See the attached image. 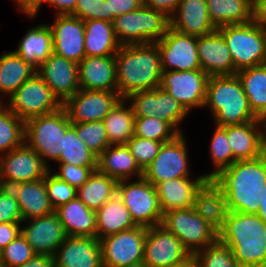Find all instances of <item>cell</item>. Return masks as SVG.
<instances>
[{"instance_id": "1", "label": "cell", "mask_w": 266, "mask_h": 267, "mask_svg": "<svg viewBox=\"0 0 266 267\" xmlns=\"http://www.w3.org/2000/svg\"><path fill=\"white\" fill-rule=\"evenodd\" d=\"M115 61L118 93L122 99L160 87L163 71L156 42L120 46Z\"/></svg>"}, {"instance_id": "2", "label": "cell", "mask_w": 266, "mask_h": 267, "mask_svg": "<svg viewBox=\"0 0 266 267\" xmlns=\"http://www.w3.org/2000/svg\"><path fill=\"white\" fill-rule=\"evenodd\" d=\"M214 180L224 190L228 211L257 214L266 183V152L255 159L234 162Z\"/></svg>"}, {"instance_id": "3", "label": "cell", "mask_w": 266, "mask_h": 267, "mask_svg": "<svg viewBox=\"0 0 266 267\" xmlns=\"http://www.w3.org/2000/svg\"><path fill=\"white\" fill-rule=\"evenodd\" d=\"M218 239L243 267H266V222L257 214L228 211Z\"/></svg>"}, {"instance_id": "4", "label": "cell", "mask_w": 266, "mask_h": 267, "mask_svg": "<svg viewBox=\"0 0 266 267\" xmlns=\"http://www.w3.org/2000/svg\"><path fill=\"white\" fill-rule=\"evenodd\" d=\"M211 111L214 125L243 124L261 120L251 110L238 76H210L207 83L204 107Z\"/></svg>"}, {"instance_id": "5", "label": "cell", "mask_w": 266, "mask_h": 267, "mask_svg": "<svg viewBox=\"0 0 266 267\" xmlns=\"http://www.w3.org/2000/svg\"><path fill=\"white\" fill-rule=\"evenodd\" d=\"M70 126L71 122L63 107L56 112L30 118L25 121V143L50 168L49 161L57 162L60 159L63 137Z\"/></svg>"}, {"instance_id": "6", "label": "cell", "mask_w": 266, "mask_h": 267, "mask_svg": "<svg viewBox=\"0 0 266 267\" xmlns=\"http://www.w3.org/2000/svg\"><path fill=\"white\" fill-rule=\"evenodd\" d=\"M113 29L121 46L157 42L170 28V18L144 4L114 18Z\"/></svg>"}, {"instance_id": "7", "label": "cell", "mask_w": 266, "mask_h": 267, "mask_svg": "<svg viewBox=\"0 0 266 267\" xmlns=\"http://www.w3.org/2000/svg\"><path fill=\"white\" fill-rule=\"evenodd\" d=\"M217 30L231 51L236 71L266 64V30L252 21L224 25Z\"/></svg>"}, {"instance_id": "8", "label": "cell", "mask_w": 266, "mask_h": 267, "mask_svg": "<svg viewBox=\"0 0 266 267\" xmlns=\"http://www.w3.org/2000/svg\"><path fill=\"white\" fill-rule=\"evenodd\" d=\"M117 194L130 212L137 226L153 227L161 225L163 213L156 186L144 177L135 181H118Z\"/></svg>"}, {"instance_id": "9", "label": "cell", "mask_w": 266, "mask_h": 267, "mask_svg": "<svg viewBox=\"0 0 266 267\" xmlns=\"http://www.w3.org/2000/svg\"><path fill=\"white\" fill-rule=\"evenodd\" d=\"M162 226L173 233L193 257L218 239V232L194 208L175 209L163 214Z\"/></svg>"}, {"instance_id": "10", "label": "cell", "mask_w": 266, "mask_h": 267, "mask_svg": "<svg viewBox=\"0 0 266 267\" xmlns=\"http://www.w3.org/2000/svg\"><path fill=\"white\" fill-rule=\"evenodd\" d=\"M3 104L23 121L56 112L62 103L37 72Z\"/></svg>"}, {"instance_id": "11", "label": "cell", "mask_w": 266, "mask_h": 267, "mask_svg": "<svg viewBox=\"0 0 266 267\" xmlns=\"http://www.w3.org/2000/svg\"><path fill=\"white\" fill-rule=\"evenodd\" d=\"M125 99L130 103L134 117H157L167 122L178 134L183 133L179 125L190 113L161 87L135 92Z\"/></svg>"}, {"instance_id": "12", "label": "cell", "mask_w": 266, "mask_h": 267, "mask_svg": "<svg viewBox=\"0 0 266 267\" xmlns=\"http://www.w3.org/2000/svg\"><path fill=\"white\" fill-rule=\"evenodd\" d=\"M184 133L163 143L152 163L143 171V177L156 186L161 181L191 177L187 139Z\"/></svg>"}, {"instance_id": "13", "label": "cell", "mask_w": 266, "mask_h": 267, "mask_svg": "<svg viewBox=\"0 0 266 267\" xmlns=\"http://www.w3.org/2000/svg\"><path fill=\"white\" fill-rule=\"evenodd\" d=\"M147 227L136 226L100 239L103 267H125L143 261Z\"/></svg>"}, {"instance_id": "14", "label": "cell", "mask_w": 266, "mask_h": 267, "mask_svg": "<svg viewBox=\"0 0 266 267\" xmlns=\"http://www.w3.org/2000/svg\"><path fill=\"white\" fill-rule=\"evenodd\" d=\"M41 156L26 143L0 156V184H13L43 179L50 171Z\"/></svg>"}, {"instance_id": "15", "label": "cell", "mask_w": 266, "mask_h": 267, "mask_svg": "<svg viewBox=\"0 0 266 267\" xmlns=\"http://www.w3.org/2000/svg\"><path fill=\"white\" fill-rule=\"evenodd\" d=\"M203 70L163 71L160 87L173 96L190 113L203 108L209 80Z\"/></svg>"}, {"instance_id": "16", "label": "cell", "mask_w": 266, "mask_h": 267, "mask_svg": "<svg viewBox=\"0 0 266 267\" xmlns=\"http://www.w3.org/2000/svg\"><path fill=\"white\" fill-rule=\"evenodd\" d=\"M192 258L182 242L164 226L147 228L143 262L148 267L175 266Z\"/></svg>"}, {"instance_id": "17", "label": "cell", "mask_w": 266, "mask_h": 267, "mask_svg": "<svg viewBox=\"0 0 266 267\" xmlns=\"http://www.w3.org/2000/svg\"><path fill=\"white\" fill-rule=\"evenodd\" d=\"M156 44L161 53L162 71L201 69L197 36L181 34L172 28Z\"/></svg>"}, {"instance_id": "18", "label": "cell", "mask_w": 266, "mask_h": 267, "mask_svg": "<svg viewBox=\"0 0 266 267\" xmlns=\"http://www.w3.org/2000/svg\"><path fill=\"white\" fill-rule=\"evenodd\" d=\"M121 99L118 92L80 89L62 107L71 123L102 121Z\"/></svg>"}, {"instance_id": "19", "label": "cell", "mask_w": 266, "mask_h": 267, "mask_svg": "<svg viewBox=\"0 0 266 267\" xmlns=\"http://www.w3.org/2000/svg\"><path fill=\"white\" fill-rule=\"evenodd\" d=\"M21 234L32 247L35 254L53 257L67 237L64 227L54 211L42 217L24 220Z\"/></svg>"}, {"instance_id": "20", "label": "cell", "mask_w": 266, "mask_h": 267, "mask_svg": "<svg viewBox=\"0 0 266 267\" xmlns=\"http://www.w3.org/2000/svg\"><path fill=\"white\" fill-rule=\"evenodd\" d=\"M52 31L53 53L79 64L86 56L84 22L70 14L56 15L48 24Z\"/></svg>"}, {"instance_id": "21", "label": "cell", "mask_w": 266, "mask_h": 267, "mask_svg": "<svg viewBox=\"0 0 266 267\" xmlns=\"http://www.w3.org/2000/svg\"><path fill=\"white\" fill-rule=\"evenodd\" d=\"M36 72L62 104L80 90L78 64L55 53Z\"/></svg>"}, {"instance_id": "22", "label": "cell", "mask_w": 266, "mask_h": 267, "mask_svg": "<svg viewBox=\"0 0 266 267\" xmlns=\"http://www.w3.org/2000/svg\"><path fill=\"white\" fill-rule=\"evenodd\" d=\"M53 267H103L97 237L67 236L52 257Z\"/></svg>"}, {"instance_id": "23", "label": "cell", "mask_w": 266, "mask_h": 267, "mask_svg": "<svg viewBox=\"0 0 266 267\" xmlns=\"http://www.w3.org/2000/svg\"><path fill=\"white\" fill-rule=\"evenodd\" d=\"M201 70L209 76L235 75L231 51L223 35L215 32L197 37Z\"/></svg>"}, {"instance_id": "24", "label": "cell", "mask_w": 266, "mask_h": 267, "mask_svg": "<svg viewBox=\"0 0 266 267\" xmlns=\"http://www.w3.org/2000/svg\"><path fill=\"white\" fill-rule=\"evenodd\" d=\"M233 151V163L240 160H251L266 152L261 120L222 127Z\"/></svg>"}, {"instance_id": "25", "label": "cell", "mask_w": 266, "mask_h": 267, "mask_svg": "<svg viewBox=\"0 0 266 267\" xmlns=\"http://www.w3.org/2000/svg\"><path fill=\"white\" fill-rule=\"evenodd\" d=\"M115 56H85L78 64L80 89L118 92Z\"/></svg>"}, {"instance_id": "26", "label": "cell", "mask_w": 266, "mask_h": 267, "mask_svg": "<svg viewBox=\"0 0 266 267\" xmlns=\"http://www.w3.org/2000/svg\"><path fill=\"white\" fill-rule=\"evenodd\" d=\"M170 28L197 37L217 30L208 16L206 0H180L177 10L170 18Z\"/></svg>"}, {"instance_id": "27", "label": "cell", "mask_w": 266, "mask_h": 267, "mask_svg": "<svg viewBox=\"0 0 266 267\" xmlns=\"http://www.w3.org/2000/svg\"><path fill=\"white\" fill-rule=\"evenodd\" d=\"M207 179L205 175H199L195 179L184 177L159 182L156 190L162 213L175 209L193 208L195 195Z\"/></svg>"}, {"instance_id": "28", "label": "cell", "mask_w": 266, "mask_h": 267, "mask_svg": "<svg viewBox=\"0 0 266 267\" xmlns=\"http://www.w3.org/2000/svg\"><path fill=\"white\" fill-rule=\"evenodd\" d=\"M193 208L219 232L228 213L223 188L214 179H207L195 195Z\"/></svg>"}, {"instance_id": "29", "label": "cell", "mask_w": 266, "mask_h": 267, "mask_svg": "<svg viewBox=\"0 0 266 267\" xmlns=\"http://www.w3.org/2000/svg\"><path fill=\"white\" fill-rule=\"evenodd\" d=\"M9 188L19 204L22 221L42 217L55 211L48 199L44 178L13 184Z\"/></svg>"}, {"instance_id": "30", "label": "cell", "mask_w": 266, "mask_h": 267, "mask_svg": "<svg viewBox=\"0 0 266 267\" xmlns=\"http://www.w3.org/2000/svg\"><path fill=\"white\" fill-rule=\"evenodd\" d=\"M97 170L117 181L143 177L127 145H110L97 158Z\"/></svg>"}, {"instance_id": "31", "label": "cell", "mask_w": 266, "mask_h": 267, "mask_svg": "<svg viewBox=\"0 0 266 267\" xmlns=\"http://www.w3.org/2000/svg\"><path fill=\"white\" fill-rule=\"evenodd\" d=\"M67 236L96 237V213L78 197L55 209Z\"/></svg>"}, {"instance_id": "32", "label": "cell", "mask_w": 266, "mask_h": 267, "mask_svg": "<svg viewBox=\"0 0 266 267\" xmlns=\"http://www.w3.org/2000/svg\"><path fill=\"white\" fill-rule=\"evenodd\" d=\"M14 52L36 70L53 53L50 26L43 23L28 29Z\"/></svg>"}, {"instance_id": "33", "label": "cell", "mask_w": 266, "mask_h": 267, "mask_svg": "<svg viewBox=\"0 0 266 267\" xmlns=\"http://www.w3.org/2000/svg\"><path fill=\"white\" fill-rule=\"evenodd\" d=\"M96 213V237L100 240L106 236L135 228L137 225L122 199L116 194Z\"/></svg>"}, {"instance_id": "34", "label": "cell", "mask_w": 266, "mask_h": 267, "mask_svg": "<svg viewBox=\"0 0 266 267\" xmlns=\"http://www.w3.org/2000/svg\"><path fill=\"white\" fill-rule=\"evenodd\" d=\"M35 73L36 69L14 51H4L0 55V103H4L3 99H8Z\"/></svg>"}, {"instance_id": "35", "label": "cell", "mask_w": 266, "mask_h": 267, "mask_svg": "<svg viewBox=\"0 0 266 267\" xmlns=\"http://www.w3.org/2000/svg\"><path fill=\"white\" fill-rule=\"evenodd\" d=\"M84 45L86 56H115L121 46L113 24L100 19L84 22Z\"/></svg>"}, {"instance_id": "36", "label": "cell", "mask_w": 266, "mask_h": 267, "mask_svg": "<svg viewBox=\"0 0 266 267\" xmlns=\"http://www.w3.org/2000/svg\"><path fill=\"white\" fill-rule=\"evenodd\" d=\"M208 16L216 28L252 20L253 0H206Z\"/></svg>"}, {"instance_id": "37", "label": "cell", "mask_w": 266, "mask_h": 267, "mask_svg": "<svg viewBox=\"0 0 266 267\" xmlns=\"http://www.w3.org/2000/svg\"><path fill=\"white\" fill-rule=\"evenodd\" d=\"M121 99L102 120L110 145H126L134 136L135 117L131 105Z\"/></svg>"}, {"instance_id": "38", "label": "cell", "mask_w": 266, "mask_h": 267, "mask_svg": "<svg viewBox=\"0 0 266 267\" xmlns=\"http://www.w3.org/2000/svg\"><path fill=\"white\" fill-rule=\"evenodd\" d=\"M118 181L98 170L77 189V197L91 210H98L117 194Z\"/></svg>"}, {"instance_id": "39", "label": "cell", "mask_w": 266, "mask_h": 267, "mask_svg": "<svg viewBox=\"0 0 266 267\" xmlns=\"http://www.w3.org/2000/svg\"><path fill=\"white\" fill-rule=\"evenodd\" d=\"M252 112L261 119L266 114V64L237 71Z\"/></svg>"}, {"instance_id": "40", "label": "cell", "mask_w": 266, "mask_h": 267, "mask_svg": "<svg viewBox=\"0 0 266 267\" xmlns=\"http://www.w3.org/2000/svg\"><path fill=\"white\" fill-rule=\"evenodd\" d=\"M25 143V121L0 103V156Z\"/></svg>"}, {"instance_id": "41", "label": "cell", "mask_w": 266, "mask_h": 267, "mask_svg": "<svg viewBox=\"0 0 266 267\" xmlns=\"http://www.w3.org/2000/svg\"><path fill=\"white\" fill-rule=\"evenodd\" d=\"M97 158L78 137L76 129L71 125L63 137V150L57 163H67L75 166H97Z\"/></svg>"}, {"instance_id": "42", "label": "cell", "mask_w": 266, "mask_h": 267, "mask_svg": "<svg viewBox=\"0 0 266 267\" xmlns=\"http://www.w3.org/2000/svg\"><path fill=\"white\" fill-rule=\"evenodd\" d=\"M215 130L211 138L209 154L214 170L205 174L208 179L216 178L223 170L233 164V151L229 145L226 131L219 126L214 125Z\"/></svg>"}, {"instance_id": "43", "label": "cell", "mask_w": 266, "mask_h": 267, "mask_svg": "<svg viewBox=\"0 0 266 267\" xmlns=\"http://www.w3.org/2000/svg\"><path fill=\"white\" fill-rule=\"evenodd\" d=\"M193 259L194 267H243L233 257L232 250L219 239L198 251Z\"/></svg>"}, {"instance_id": "44", "label": "cell", "mask_w": 266, "mask_h": 267, "mask_svg": "<svg viewBox=\"0 0 266 267\" xmlns=\"http://www.w3.org/2000/svg\"><path fill=\"white\" fill-rule=\"evenodd\" d=\"M179 135L167 122L157 117H135L134 136L166 143Z\"/></svg>"}, {"instance_id": "45", "label": "cell", "mask_w": 266, "mask_h": 267, "mask_svg": "<svg viewBox=\"0 0 266 267\" xmlns=\"http://www.w3.org/2000/svg\"><path fill=\"white\" fill-rule=\"evenodd\" d=\"M71 125L76 129L78 137L97 157L110 146L102 121L71 123Z\"/></svg>"}, {"instance_id": "46", "label": "cell", "mask_w": 266, "mask_h": 267, "mask_svg": "<svg viewBox=\"0 0 266 267\" xmlns=\"http://www.w3.org/2000/svg\"><path fill=\"white\" fill-rule=\"evenodd\" d=\"M36 254L22 234L0 251V261L6 267H15L30 261Z\"/></svg>"}, {"instance_id": "47", "label": "cell", "mask_w": 266, "mask_h": 267, "mask_svg": "<svg viewBox=\"0 0 266 267\" xmlns=\"http://www.w3.org/2000/svg\"><path fill=\"white\" fill-rule=\"evenodd\" d=\"M126 145L139 167L144 171L159 153L163 143L133 136Z\"/></svg>"}, {"instance_id": "48", "label": "cell", "mask_w": 266, "mask_h": 267, "mask_svg": "<svg viewBox=\"0 0 266 267\" xmlns=\"http://www.w3.org/2000/svg\"><path fill=\"white\" fill-rule=\"evenodd\" d=\"M70 15L81 19L83 22L94 19L110 23L114 21L113 14L109 13L106 0H77L75 10Z\"/></svg>"}, {"instance_id": "49", "label": "cell", "mask_w": 266, "mask_h": 267, "mask_svg": "<svg viewBox=\"0 0 266 267\" xmlns=\"http://www.w3.org/2000/svg\"><path fill=\"white\" fill-rule=\"evenodd\" d=\"M50 171L44 176L48 199L54 210L77 197V189L58 179Z\"/></svg>"}, {"instance_id": "50", "label": "cell", "mask_w": 266, "mask_h": 267, "mask_svg": "<svg viewBox=\"0 0 266 267\" xmlns=\"http://www.w3.org/2000/svg\"><path fill=\"white\" fill-rule=\"evenodd\" d=\"M58 166V171L52 174L76 189L88 180L93 171L97 170V166H75L67 163H58Z\"/></svg>"}, {"instance_id": "51", "label": "cell", "mask_w": 266, "mask_h": 267, "mask_svg": "<svg viewBox=\"0 0 266 267\" xmlns=\"http://www.w3.org/2000/svg\"><path fill=\"white\" fill-rule=\"evenodd\" d=\"M22 222L16 197L9 187H0V223Z\"/></svg>"}, {"instance_id": "52", "label": "cell", "mask_w": 266, "mask_h": 267, "mask_svg": "<svg viewBox=\"0 0 266 267\" xmlns=\"http://www.w3.org/2000/svg\"><path fill=\"white\" fill-rule=\"evenodd\" d=\"M108 2L109 13H112L114 18L125 13L133 12L143 5V0H106Z\"/></svg>"}, {"instance_id": "53", "label": "cell", "mask_w": 266, "mask_h": 267, "mask_svg": "<svg viewBox=\"0 0 266 267\" xmlns=\"http://www.w3.org/2000/svg\"><path fill=\"white\" fill-rule=\"evenodd\" d=\"M21 222L0 223V251L21 234Z\"/></svg>"}, {"instance_id": "54", "label": "cell", "mask_w": 266, "mask_h": 267, "mask_svg": "<svg viewBox=\"0 0 266 267\" xmlns=\"http://www.w3.org/2000/svg\"><path fill=\"white\" fill-rule=\"evenodd\" d=\"M180 0H143V4L148 8L162 12L171 18L178 8Z\"/></svg>"}, {"instance_id": "55", "label": "cell", "mask_w": 266, "mask_h": 267, "mask_svg": "<svg viewBox=\"0 0 266 267\" xmlns=\"http://www.w3.org/2000/svg\"><path fill=\"white\" fill-rule=\"evenodd\" d=\"M45 0H14L17 9L29 18H35Z\"/></svg>"}, {"instance_id": "56", "label": "cell", "mask_w": 266, "mask_h": 267, "mask_svg": "<svg viewBox=\"0 0 266 267\" xmlns=\"http://www.w3.org/2000/svg\"><path fill=\"white\" fill-rule=\"evenodd\" d=\"M251 21L266 30V0H253Z\"/></svg>"}, {"instance_id": "57", "label": "cell", "mask_w": 266, "mask_h": 267, "mask_svg": "<svg viewBox=\"0 0 266 267\" xmlns=\"http://www.w3.org/2000/svg\"><path fill=\"white\" fill-rule=\"evenodd\" d=\"M44 3L54 7L55 15H66L75 10L77 0H45Z\"/></svg>"}, {"instance_id": "58", "label": "cell", "mask_w": 266, "mask_h": 267, "mask_svg": "<svg viewBox=\"0 0 266 267\" xmlns=\"http://www.w3.org/2000/svg\"><path fill=\"white\" fill-rule=\"evenodd\" d=\"M15 267H53L52 257L36 254L30 261Z\"/></svg>"}, {"instance_id": "59", "label": "cell", "mask_w": 266, "mask_h": 267, "mask_svg": "<svg viewBox=\"0 0 266 267\" xmlns=\"http://www.w3.org/2000/svg\"><path fill=\"white\" fill-rule=\"evenodd\" d=\"M259 211L257 215L266 222V183L262 188L261 195L259 197Z\"/></svg>"}, {"instance_id": "60", "label": "cell", "mask_w": 266, "mask_h": 267, "mask_svg": "<svg viewBox=\"0 0 266 267\" xmlns=\"http://www.w3.org/2000/svg\"><path fill=\"white\" fill-rule=\"evenodd\" d=\"M165 267H194V259L193 257L186 263L178 264L175 266H165Z\"/></svg>"}, {"instance_id": "61", "label": "cell", "mask_w": 266, "mask_h": 267, "mask_svg": "<svg viewBox=\"0 0 266 267\" xmlns=\"http://www.w3.org/2000/svg\"><path fill=\"white\" fill-rule=\"evenodd\" d=\"M262 125H263V136L266 143V114L261 118Z\"/></svg>"}, {"instance_id": "62", "label": "cell", "mask_w": 266, "mask_h": 267, "mask_svg": "<svg viewBox=\"0 0 266 267\" xmlns=\"http://www.w3.org/2000/svg\"><path fill=\"white\" fill-rule=\"evenodd\" d=\"M125 267H148L143 261L127 265Z\"/></svg>"}, {"instance_id": "63", "label": "cell", "mask_w": 266, "mask_h": 267, "mask_svg": "<svg viewBox=\"0 0 266 267\" xmlns=\"http://www.w3.org/2000/svg\"><path fill=\"white\" fill-rule=\"evenodd\" d=\"M0 267H6V266L0 261Z\"/></svg>"}]
</instances>
